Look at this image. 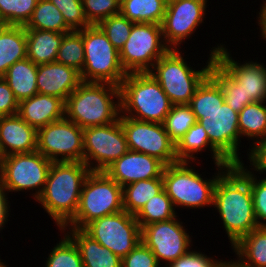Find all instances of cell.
<instances>
[{
	"mask_svg": "<svg viewBox=\"0 0 266 267\" xmlns=\"http://www.w3.org/2000/svg\"><path fill=\"white\" fill-rule=\"evenodd\" d=\"M205 129L210 144L231 164L242 163L239 147V113L225 101L220 85L208 75L188 104Z\"/></svg>",
	"mask_w": 266,
	"mask_h": 267,
	"instance_id": "obj_1",
	"label": "cell"
},
{
	"mask_svg": "<svg viewBox=\"0 0 266 267\" xmlns=\"http://www.w3.org/2000/svg\"><path fill=\"white\" fill-rule=\"evenodd\" d=\"M250 169L244 163L229 166L217 179L213 206L219 212L231 247L259 227L250 187Z\"/></svg>",
	"mask_w": 266,
	"mask_h": 267,
	"instance_id": "obj_2",
	"label": "cell"
},
{
	"mask_svg": "<svg viewBox=\"0 0 266 267\" xmlns=\"http://www.w3.org/2000/svg\"><path fill=\"white\" fill-rule=\"evenodd\" d=\"M90 169L84 162H52L38 201L59 230L75 216L84 181Z\"/></svg>",
	"mask_w": 266,
	"mask_h": 267,
	"instance_id": "obj_3",
	"label": "cell"
},
{
	"mask_svg": "<svg viewBox=\"0 0 266 267\" xmlns=\"http://www.w3.org/2000/svg\"><path fill=\"white\" fill-rule=\"evenodd\" d=\"M119 116L120 90L114 84L81 82L65 101L64 117L82 129L114 123Z\"/></svg>",
	"mask_w": 266,
	"mask_h": 267,
	"instance_id": "obj_4",
	"label": "cell"
},
{
	"mask_svg": "<svg viewBox=\"0 0 266 267\" xmlns=\"http://www.w3.org/2000/svg\"><path fill=\"white\" fill-rule=\"evenodd\" d=\"M120 90V115L163 124L173 104L149 72L127 73Z\"/></svg>",
	"mask_w": 266,
	"mask_h": 267,
	"instance_id": "obj_5",
	"label": "cell"
},
{
	"mask_svg": "<svg viewBox=\"0 0 266 267\" xmlns=\"http://www.w3.org/2000/svg\"><path fill=\"white\" fill-rule=\"evenodd\" d=\"M222 45L212 47L206 65L195 70L188 65L179 49H170L160 57L149 73L160 84L173 105L189 104L196 88L209 75L214 54Z\"/></svg>",
	"mask_w": 266,
	"mask_h": 267,
	"instance_id": "obj_6",
	"label": "cell"
},
{
	"mask_svg": "<svg viewBox=\"0 0 266 267\" xmlns=\"http://www.w3.org/2000/svg\"><path fill=\"white\" fill-rule=\"evenodd\" d=\"M189 164L191 162L178 161L165 166L162 173L163 189L170 197L174 208L178 206L199 209L213 206L216 181L231 165H216L218 173L206 180Z\"/></svg>",
	"mask_w": 266,
	"mask_h": 267,
	"instance_id": "obj_7",
	"label": "cell"
},
{
	"mask_svg": "<svg viewBox=\"0 0 266 267\" xmlns=\"http://www.w3.org/2000/svg\"><path fill=\"white\" fill-rule=\"evenodd\" d=\"M122 187L104 171L86 177L74 218L65 226L83 229L101 217L123 211Z\"/></svg>",
	"mask_w": 266,
	"mask_h": 267,
	"instance_id": "obj_8",
	"label": "cell"
},
{
	"mask_svg": "<svg viewBox=\"0 0 266 267\" xmlns=\"http://www.w3.org/2000/svg\"><path fill=\"white\" fill-rule=\"evenodd\" d=\"M78 31L83 37L85 53L81 81L119 86L127 75L120 63L119 51L98 25H89Z\"/></svg>",
	"mask_w": 266,
	"mask_h": 267,
	"instance_id": "obj_9",
	"label": "cell"
},
{
	"mask_svg": "<svg viewBox=\"0 0 266 267\" xmlns=\"http://www.w3.org/2000/svg\"><path fill=\"white\" fill-rule=\"evenodd\" d=\"M52 161L38 151L11 154L0 161V191L9 192L35 190V200L42 194ZM7 192V193H6Z\"/></svg>",
	"mask_w": 266,
	"mask_h": 267,
	"instance_id": "obj_10",
	"label": "cell"
},
{
	"mask_svg": "<svg viewBox=\"0 0 266 267\" xmlns=\"http://www.w3.org/2000/svg\"><path fill=\"white\" fill-rule=\"evenodd\" d=\"M169 50L160 24L134 23L130 36L119 52L120 63L126 73L149 72Z\"/></svg>",
	"mask_w": 266,
	"mask_h": 267,
	"instance_id": "obj_11",
	"label": "cell"
},
{
	"mask_svg": "<svg viewBox=\"0 0 266 267\" xmlns=\"http://www.w3.org/2000/svg\"><path fill=\"white\" fill-rule=\"evenodd\" d=\"M82 230L121 259L141 242V228L135 215L124 210L96 219Z\"/></svg>",
	"mask_w": 266,
	"mask_h": 267,
	"instance_id": "obj_12",
	"label": "cell"
},
{
	"mask_svg": "<svg viewBox=\"0 0 266 267\" xmlns=\"http://www.w3.org/2000/svg\"><path fill=\"white\" fill-rule=\"evenodd\" d=\"M128 150L120 119L83 129V162L91 171H104Z\"/></svg>",
	"mask_w": 266,
	"mask_h": 267,
	"instance_id": "obj_13",
	"label": "cell"
},
{
	"mask_svg": "<svg viewBox=\"0 0 266 267\" xmlns=\"http://www.w3.org/2000/svg\"><path fill=\"white\" fill-rule=\"evenodd\" d=\"M37 151L52 162H83V129L65 117L41 127Z\"/></svg>",
	"mask_w": 266,
	"mask_h": 267,
	"instance_id": "obj_14",
	"label": "cell"
},
{
	"mask_svg": "<svg viewBox=\"0 0 266 267\" xmlns=\"http://www.w3.org/2000/svg\"><path fill=\"white\" fill-rule=\"evenodd\" d=\"M129 150L157 158L165 166L178 162L175 143L163 124L139 121L120 115Z\"/></svg>",
	"mask_w": 266,
	"mask_h": 267,
	"instance_id": "obj_15",
	"label": "cell"
},
{
	"mask_svg": "<svg viewBox=\"0 0 266 267\" xmlns=\"http://www.w3.org/2000/svg\"><path fill=\"white\" fill-rule=\"evenodd\" d=\"M177 217L151 223L141 229V241L153 252L159 265H162L160 262L170 265L192 246L189 233Z\"/></svg>",
	"mask_w": 266,
	"mask_h": 267,
	"instance_id": "obj_16",
	"label": "cell"
},
{
	"mask_svg": "<svg viewBox=\"0 0 266 267\" xmlns=\"http://www.w3.org/2000/svg\"><path fill=\"white\" fill-rule=\"evenodd\" d=\"M207 1L180 0L167 5L161 27L164 41L170 49H180L179 46L196 32L206 16Z\"/></svg>",
	"mask_w": 266,
	"mask_h": 267,
	"instance_id": "obj_17",
	"label": "cell"
},
{
	"mask_svg": "<svg viewBox=\"0 0 266 267\" xmlns=\"http://www.w3.org/2000/svg\"><path fill=\"white\" fill-rule=\"evenodd\" d=\"M214 61L237 83L241 84L243 101H266V66L257 61H235L222 46L214 54Z\"/></svg>",
	"mask_w": 266,
	"mask_h": 267,
	"instance_id": "obj_18",
	"label": "cell"
},
{
	"mask_svg": "<svg viewBox=\"0 0 266 267\" xmlns=\"http://www.w3.org/2000/svg\"><path fill=\"white\" fill-rule=\"evenodd\" d=\"M165 165L150 155L128 150L104 172L121 187L130 183L159 178Z\"/></svg>",
	"mask_w": 266,
	"mask_h": 267,
	"instance_id": "obj_19",
	"label": "cell"
},
{
	"mask_svg": "<svg viewBox=\"0 0 266 267\" xmlns=\"http://www.w3.org/2000/svg\"><path fill=\"white\" fill-rule=\"evenodd\" d=\"M37 151V129L18 114L0 117V154L31 153Z\"/></svg>",
	"mask_w": 266,
	"mask_h": 267,
	"instance_id": "obj_20",
	"label": "cell"
},
{
	"mask_svg": "<svg viewBox=\"0 0 266 267\" xmlns=\"http://www.w3.org/2000/svg\"><path fill=\"white\" fill-rule=\"evenodd\" d=\"M81 82L80 73L67 65L58 62L38 65L36 83L39 94L56 96L65 102Z\"/></svg>",
	"mask_w": 266,
	"mask_h": 267,
	"instance_id": "obj_21",
	"label": "cell"
},
{
	"mask_svg": "<svg viewBox=\"0 0 266 267\" xmlns=\"http://www.w3.org/2000/svg\"><path fill=\"white\" fill-rule=\"evenodd\" d=\"M65 102L51 95L37 93L19 102L18 115L37 130L64 118Z\"/></svg>",
	"mask_w": 266,
	"mask_h": 267,
	"instance_id": "obj_22",
	"label": "cell"
},
{
	"mask_svg": "<svg viewBox=\"0 0 266 267\" xmlns=\"http://www.w3.org/2000/svg\"><path fill=\"white\" fill-rule=\"evenodd\" d=\"M66 229L70 231L66 235L79 250L83 267H121L122 259L119 256L92 239L82 229L64 227L61 232Z\"/></svg>",
	"mask_w": 266,
	"mask_h": 267,
	"instance_id": "obj_23",
	"label": "cell"
},
{
	"mask_svg": "<svg viewBox=\"0 0 266 267\" xmlns=\"http://www.w3.org/2000/svg\"><path fill=\"white\" fill-rule=\"evenodd\" d=\"M211 150L215 165H231L211 144L204 127L196 122L175 144L177 160L180 162L196 161L195 153ZM194 160V161H193Z\"/></svg>",
	"mask_w": 266,
	"mask_h": 267,
	"instance_id": "obj_24",
	"label": "cell"
},
{
	"mask_svg": "<svg viewBox=\"0 0 266 267\" xmlns=\"http://www.w3.org/2000/svg\"><path fill=\"white\" fill-rule=\"evenodd\" d=\"M65 34L26 29L27 58L37 66L56 62L57 52Z\"/></svg>",
	"mask_w": 266,
	"mask_h": 267,
	"instance_id": "obj_25",
	"label": "cell"
},
{
	"mask_svg": "<svg viewBox=\"0 0 266 267\" xmlns=\"http://www.w3.org/2000/svg\"><path fill=\"white\" fill-rule=\"evenodd\" d=\"M27 58L26 29L24 26L0 27V77L15 62Z\"/></svg>",
	"mask_w": 266,
	"mask_h": 267,
	"instance_id": "obj_26",
	"label": "cell"
},
{
	"mask_svg": "<svg viewBox=\"0 0 266 267\" xmlns=\"http://www.w3.org/2000/svg\"><path fill=\"white\" fill-rule=\"evenodd\" d=\"M37 68L34 62L25 58L10 66L3 76L19 102L38 93Z\"/></svg>",
	"mask_w": 266,
	"mask_h": 267,
	"instance_id": "obj_27",
	"label": "cell"
},
{
	"mask_svg": "<svg viewBox=\"0 0 266 267\" xmlns=\"http://www.w3.org/2000/svg\"><path fill=\"white\" fill-rule=\"evenodd\" d=\"M242 267H266V227H258L241 238L233 247Z\"/></svg>",
	"mask_w": 266,
	"mask_h": 267,
	"instance_id": "obj_28",
	"label": "cell"
},
{
	"mask_svg": "<svg viewBox=\"0 0 266 267\" xmlns=\"http://www.w3.org/2000/svg\"><path fill=\"white\" fill-rule=\"evenodd\" d=\"M162 190V175L159 178L140 180L122 187L124 211L136 215L148 200Z\"/></svg>",
	"mask_w": 266,
	"mask_h": 267,
	"instance_id": "obj_29",
	"label": "cell"
},
{
	"mask_svg": "<svg viewBox=\"0 0 266 267\" xmlns=\"http://www.w3.org/2000/svg\"><path fill=\"white\" fill-rule=\"evenodd\" d=\"M166 7L164 0H121L120 14L134 23L161 25Z\"/></svg>",
	"mask_w": 266,
	"mask_h": 267,
	"instance_id": "obj_30",
	"label": "cell"
},
{
	"mask_svg": "<svg viewBox=\"0 0 266 267\" xmlns=\"http://www.w3.org/2000/svg\"><path fill=\"white\" fill-rule=\"evenodd\" d=\"M265 102L247 104L238 117L240 137L252 138L253 145L266 138V105Z\"/></svg>",
	"mask_w": 266,
	"mask_h": 267,
	"instance_id": "obj_31",
	"label": "cell"
},
{
	"mask_svg": "<svg viewBox=\"0 0 266 267\" xmlns=\"http://www.w3.org/2000/svg\"><path fill=\"white\" fill-rule=\"evenodd\" d=\"M25 29L46 30L57 33H69L72 30L66 25L58 8L49 0H38L32 16Z\"/></svg>",
	"mask_w": 266,
	"mask_h": 267,
	"instance_id": "obj_32",
	"label": "cell"
},
{
	"mask_svg": "<svg viewBox=\"0 0 266 267\" xmlns=\"http://www.w3.org/2000/svg\"><path fill=\"white\" fill-rule=\"evenodd\" d=\"M176 213L170 197L163 189L145 203L135 215V218L142 229L144 226L151 223L170 220L177 216Z\"/></svg>",
	"mask_w": 266,
	"mask_h": 267,
	"instance_id": "obj_33",
	"label": "cell"
},
{
	"mask_svg": "<svg viewBox=\"0 0 266 267\" xmlns=\"http://www.w3.org/2000/svg\"><path fill=\"white\" fill-rule=\"evenodd\" d=\"M84 44L82 34L78 30H72L63 36L57 52L56 62L74 68L79 73L84 66Z\"/></svg>",
	"mask_w": 266,
	"mask_h": 267,
	"instance_id": "obj_34",
	"label": "cell"
},
{
	"mask_svg": "<svg viewBox=\"0 0 266 267\" xmlns=\"http://www.w3.org/2000/svg\"><path fill=\"white\" fill-rule=\"evenodd\" d=\"M209 75L220 85L224 101L236 112H240L250 101H243L241 84L235 82L215 61Z\"/></svg>",
	"mask_w": 266,
	"mask_h": 267,
	"instance_id": "obj_35",
	"label": "cell"
},
{
	"mask_svg": "<svg viewBox=\"0 0 266 267\" xmlns=\"http://www.w3.org/2000/svg\"><path fill=\"white\" fill-rule=\"evenodd\" d=\"M196 122L195 114L188 104L173 105L165 117L163 126L170 139L176 144Z\"/></svg>",
	"mask_w": 266,
	"mask_h": 267,
	"instance_id": "obj_36",
	"label": "cell"
},
{
	"mask_svg": "<svg viewBox=\"0 0 266 267\" xmlns=\"http://www.w3.org/2000/svg\"><path fill=\"white\" fill-rule=\"evenodd\" d=\"M59 243L54 246L48 258H46L45 267H83L79 250L75 243L65 234Z\"/></svg>",
	"mask_w": 266,
	"mask_h": 267,
	"instance_id": "obj_37",
	"label": "cell"
},
{
	"mask_svg": "<svg viewBox=\"0 0 266 267\" xmlns=\"http://www.w3.org/2000/svg\"><path fill=\"white\" fill-rule=\"evenodd\" d=\"M38 0H0V17L5 25L25 26Z\"/></svg>",
	"mask_w": 266,
	"mask_h": 267,
	"instance_id": "obj_38",
	"label": "cell"
},
{
	"mask_svg": "<svg viewBox=\"0 0 266 267\" xmlns=\"http://www.w3.org/2000/svg\"><path fill=\"white\" fill-rule=\"evenodd\" d=\"M97 25L105 33L112 45L120 52L130 36L134 22L118 14L103 19Z\"/></svg>",
	"mask_w": 266,
	"mask_h": 267,
	"instance_id": "obj_39",
	"label": "cell"
},
{
	"mask_svg": "<svg viewBox=\"0 0 266 267\" xmlns=\"http://www.w3.org/2000/svg\"><path fill=\"white\" fill-rule=\"evenodd\" d=\"M120 4L121 0H82L84 14L91 25L120 14Z\"/></svg>",
	"mask_w": 266,
	"mask_h": 267,
	"instance_id": "obj_40",
	"label": "cell"
},
{
	"mask_svg": "<svg viewBox=\"0 0 266 267\" xmlns=\"http://www.w3.org/2000/svg\"><path fill=\"white\" fill-rule=\"evenodd\" d=\"M64 17L66 25L71 30H81L91 25L84 14L82 0H49Z\"/></svg>",
	"mask_w": 266,
	"mask_h": 267,
	"instance_id": "obj_41",
	"label": "cell"
},
{
	"mask_svg": "<svg viewBox=\"0 0 266 267\" xmlns=\"http://www.w3.org/2000/svg\"><path fill=\"white\" fill-rule=\"evenodd\" d=\"M250 170V187L253 197L254 213L259 227H266V177L257 179Z\"/></svg>",
	"mask_w": 266,
	"mask_h": 267,
	"instance_id": "obj_42",
	"label": "cell"
},
{
	"mask_svg": "<svg viewBox=\"0 0 266 267\" xmlns=\"http://www.w3.org/2000/svg\"><path fill=\"white\" fill-rule=\"evenodd\" d=\"M153 252L141 241L128 255L122 258L121 267H158Z\"/></svg>",
	"mask_w": 266,
	"mask_h": 267,
	"instance_id": "obj_43",
	"label": "cell"
},
{
	"mask_svg": "<svg viewBox=\"0 0 266 267\" xmlns=\"http://www.w3.org/2000/svg\"><path fill=\"white\" fill-rule=\"evenodd\" d=\"M225 261L212 259L202 252L189 250L186 254L173 261L169 267H223Z\"/></svg>",
	"mask_w": 266,
	"mask_h": 267,
	"instance_id": "obj_44",
	"label": "cell"
},
{
	"mask_svg": "<svg viewBox=\"0 0 266 267\" xmlns=\"http://www.w3.org/2000/svg\"><path fill=\"white\" fill-rule=\"evenodd\" d=\"M19 101L7 82L0 77V117L18 114Z\"/></svg>",
	"mask_w": 266,
	"mask_h": 267,
	"instance_id": "obj_45",
	"label": "cell"
},
{
	"mask_svg": "<svg viewBox=\"0 0 266 267\" xmlns=\"http://www.w3.org/2000/svg\"><path fill=\"white\" fill-rule=\"evenodd\" d=\"M253 146V147H252ZM248 151V160L250 161L249 166H253L252 170L261 172L258 174H263L266 172V138H263L251 145V149Z\"/></svg>",
	"mask_w": 266,
	"mask_h": 267,
	"instance_id": "obj_46",
	"label": "cell"
},
{
	"mask_svg": "<svg viewBox=\"0 0 266 267\" xmlns=\"http://www.w3.org/2000/svg\"><path fill=\"white\" fill-rule=\"evenodd\" d=\"M7 199L8 198L5 197V195L0 191V231H1V229H4L3 226H5V224L7 223L8 217H9V211H11L9 209L10 208V205H9L10 201ZM0 261H1V259H0Z\"/></svg>",
	"mask_w": 266,
	"mask_h": 267,
	"instance_id": "obj_47",
	"label": "cell"
},
{
	"mask_svg": "<svg viewBox=\"0 0 266 267\" xmlns=\"http://www.w3.org/2000/svg\"><path fill=\"white\" fill-rule=\"evenodd\" d=\"M257 20L259 21L258 26H260V37H262L263 40H266V5H262V7L260 8Z\"/></svg>",
	"mask_w": 266,
	"mask_h": 267,
	"instance_id": "obj_48",
	"label": "cell"
},
{
	"mask_svg": "<svg viewBox=\"0 0 266 267\" xmlns=\"http://www.w3.org/2000/svg\"><path fill=\"white\" fill-rule=\"evenodd\" d=\"M223 267H242V266H240L236 261L230 260V261H225V264Z\"/></svg>",
	"mask_w": 266,
	"mask_h": 267,
	"instance_id": "obj_49",
	"label": "cell"
},
{
	"mask_svg": "<svg viewBox=\"0 0 266 267\" xmlns=\"http://www.w3.org/2000/svg\"><path fill=\"white\" fill-rule=\"evenodd\" d=\"M166 5H169L171 3H174V2H177V1H180V0H164Z\"/></svg>",
	"mask_w": 266,
	"mask_h": 267,
	"instance_id": "obj_50",
	"label": "cell"
},
{
	"mask_svg": "<svg viewBox=\"0 0 266 267\" xmlns=\"http://www.w3.org/2000/svg\"><path fill=\"white\" fill-rule=\"evenodd\" d=\"M5 24L4 22L2 21L1 17H0V27H3Z\"/></svg>",
	"mask_w": 266,
	"mask_h": 267,
	"instance_id": "obj_51",
	"label": "cell"
},
{
	"mask_svg": "<svg viewBox=\"0 0 266 267\" xmlns=\"http://www.w3.org/2000/svg\"><path fill=\"white\" fill-rule=\"evenodd\" d=\"M0 267H7V265L4 264V262H1V261H0Z\"/></svg>",
	"mask_w": 266,
	"mask_h": 267,
	"instance_id": "obj_52",
	"label": "cell"
}]
</instances>
